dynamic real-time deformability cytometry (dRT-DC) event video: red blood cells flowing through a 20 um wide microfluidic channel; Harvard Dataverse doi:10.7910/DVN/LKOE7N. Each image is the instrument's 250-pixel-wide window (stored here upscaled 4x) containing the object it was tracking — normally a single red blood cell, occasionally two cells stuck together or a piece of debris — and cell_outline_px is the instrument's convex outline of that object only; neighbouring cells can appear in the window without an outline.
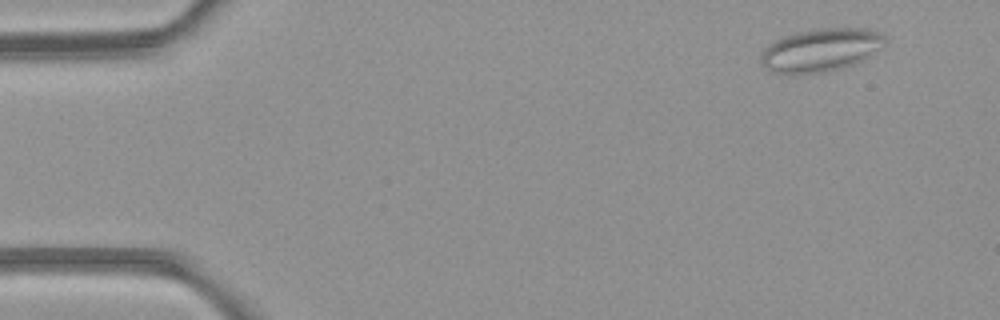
{"species": "common noctule bat (a hibernating species)", "species_latin": "Nyctalus noctula", "temperature_condition": "room temperature", "stored_images_in_passage": 4, "camera_frame_rate_fps": 3000, "um_per_image_px": 0.085, "animal": {"sex": "female", "body_mass_g": 21.9}, "frame": {"image": 1, "passage_image": 1, "time_ms": 0.0, "image_size_px": [1000, 320], "cell_outline_px": [[884, 44], [864, 60], [844, 68], [824, 72], [796, 76], [792, 76], [768, 72], [764, 64], [764, 48], [776, 40], [784, 36], [796, 32], [820, 28], [864, 28], [880, 32], [884, 36]], "centroid_in_image_um": [69.76, 4.28], "position_along_channel_um": 15.2, "area_um2": 31.33}}